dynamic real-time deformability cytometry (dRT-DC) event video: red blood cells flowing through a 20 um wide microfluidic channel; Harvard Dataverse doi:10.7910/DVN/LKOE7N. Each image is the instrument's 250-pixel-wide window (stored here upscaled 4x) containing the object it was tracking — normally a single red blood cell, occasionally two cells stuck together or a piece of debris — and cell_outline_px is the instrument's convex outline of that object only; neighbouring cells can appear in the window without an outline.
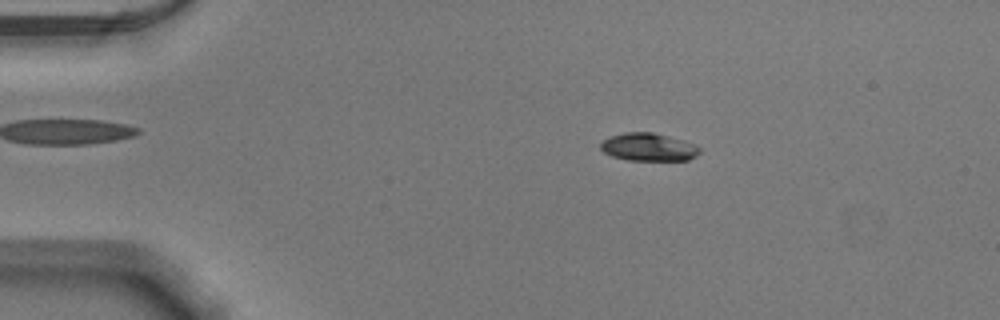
{"species": "Egyptian fruit bat (a non-hibernating species)", "species_latin": "Rousettus aegyptiacus", "temperature_condition": "warm", "stored_images_in_passage": 53, "camera_frame_rate_fps": 3000, "um_per_image_px": 0.085, "animal": {"sex": "male"}, "frame": {"image": 1, "passage_image": 10, "time_ms": 3.0, "image_size_px": [1000, 320], "cell_outline_px": [[700, 152], [696, 156], [688, 160], [628, 160], [612, 156], [604, 152], [600, 148], [600, 144], [608, 136], [624, 132], [652, 132], [668, 136], [692, 144], [700, 148]], "centroid_in_image_um": [55.08, 12.5], "position_along_channel_um": 29.9, "area_um2": 15.95}}
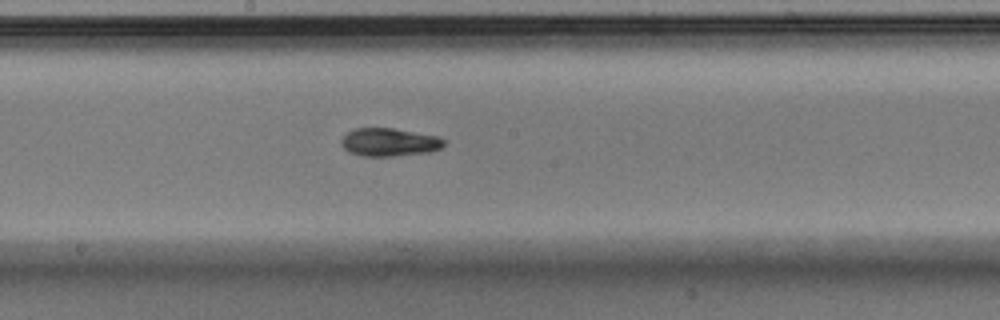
{"frame": {"image": 2, "passage_image": 29, "time_ms": 9.333, "image_size_px": [1000, 320], "cell_outline_px": [[444, 144], [440, 148], [428, 152], [392, 156], [364, 156], [348, 152], [340, 144], [340, 140], [348, 132], [356, 128], [392, 128], [440, 136], [444, 140]], "centroid_in_image_um": [33.07, 12.08], "position_along_channel_um": 215.1, "area_um2": 16.76}}
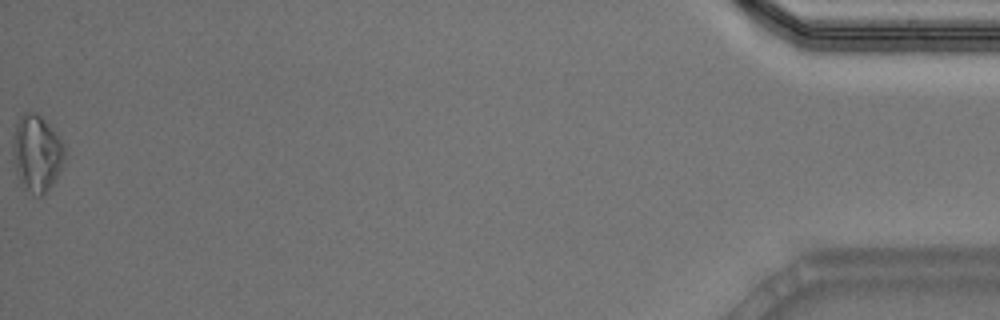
{"frame": {"image": 3, "passage_image": 53, "time_ms": 17.333, "image_size_px": [1000, 320], "cell_outline_px": [[64, 160], [52, 184], [40, 196], [36, 196], [24, 192], [16, 176], [12, 156], [12, 136], [16, 120], [24, 112], [36, 112], [56, 132], [64, 144]], "centroid_in_image_um": [3.06, 13.03], "position_along_channel_um": 432.1, "area_um2": 23.58}, "authors_computed_cell_mechanics": {"area_um2": 16.762, "velocity_mm_per_s": 3.8817, "shape_relaxation_time_tau1_ms": 6.6511, "shape_relaxation_time_tau2_ms": 2.2773, "deformation_change_tau1": 0.1859, "deformation_change_tau2": 0.0567}}